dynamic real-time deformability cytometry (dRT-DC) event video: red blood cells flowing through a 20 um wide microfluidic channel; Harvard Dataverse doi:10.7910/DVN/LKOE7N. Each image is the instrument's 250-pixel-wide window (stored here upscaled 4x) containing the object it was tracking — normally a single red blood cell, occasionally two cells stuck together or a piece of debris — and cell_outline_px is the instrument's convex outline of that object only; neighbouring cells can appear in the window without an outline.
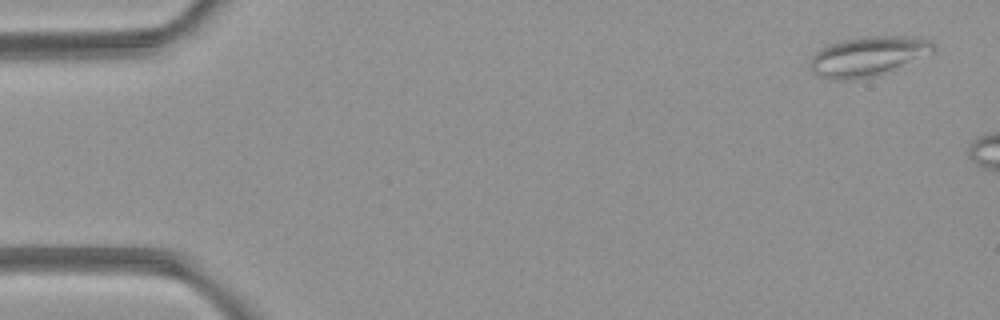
{"species": "common noctule bat (a hibernating species)", "species_latin": "Nyctalus noctula", "temperature_condition": "room temperature", "stored_images_in_passage": 5, "camera_frame_rate_fps": 3000, "um_per_image_px": 0.085, "animal": {"sex": "female", "body_mass_g": 21.9}, "frame": {"image": 1, "passage_image": 1, "time_ms": 0.0, "image_size_px": [1000, 320], "cell_outline_px": [[936, 48], [932, 52], [876, 76], [848, 80], [832, 80], [820, 76], [812, 72], [812, 56], [816, 52], [828, 44], [868, 36], [908, 36], [928, 40]], "centroid_in_image_um": [73.75, 4.79], "position_along_channel_um": 11.3, "area_um2": 27.69}}